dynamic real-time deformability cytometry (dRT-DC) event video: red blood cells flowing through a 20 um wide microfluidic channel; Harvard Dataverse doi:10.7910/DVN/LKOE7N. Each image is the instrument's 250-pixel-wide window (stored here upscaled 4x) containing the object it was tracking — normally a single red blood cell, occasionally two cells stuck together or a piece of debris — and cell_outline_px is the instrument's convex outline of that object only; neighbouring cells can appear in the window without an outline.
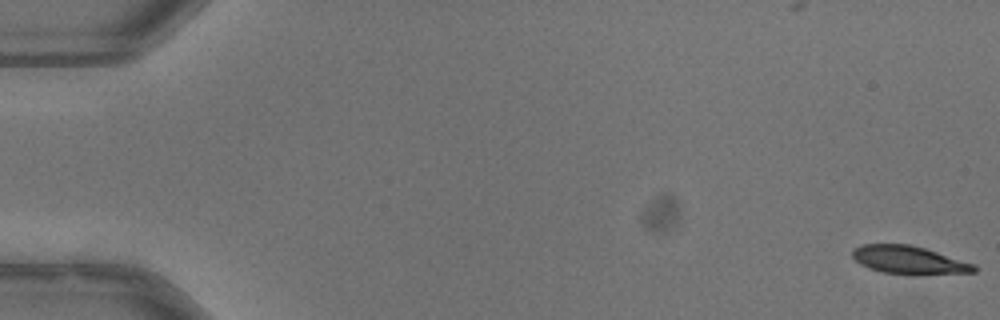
{"species": "common noctule bat (a hibernating species)", "species_latin": "Nyctalus noctula", "temperature_condition": "warm", "stored_images_in_passage": 53, "camera_frame_rate_fps": 3000, "um_per_image_px": 0.085, "animal": {"sex": "male", "body_mass_g": 13.3}, "frame": {"image": 1, "passage_image": 1, "time_ms": 0.0, "image_size_px": [1000, 320], "cell_outline_px": [[976, 272], [916, 276], [912, 276], [884, 272], [868, 268], [860, 264], [852, 256], [852, 252], [860, 244], [908, 244], [924, 248], [976, 264]], "centroid_in_image_um": [77.3, 22.13], "position_along_channel_um": 7.7, "area_um2": 20.23}}
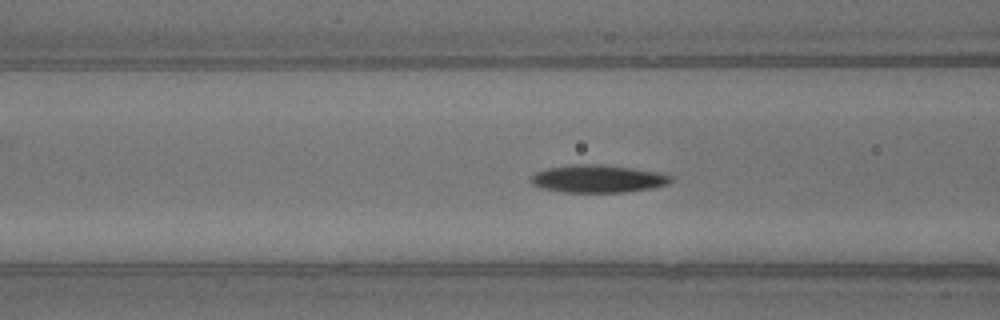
{"frame": {"image": 2, "passage_image": 22, "time_ms": 7.0, "image_size_px": [1000, 320], "cell_outline_px": [[672, 180], [668, 184], [652, 188], [624, 192], [560, 192], [540, 188], [532, 184], [528, 180], [536, 172], [548, 168], [568, 164], [604, 164], [660, 172], [672, 176]], "centroid_in_image_um": [50.79, 15.19], "position_along_channel_um": 115.8, "area_um2": 22.83}}
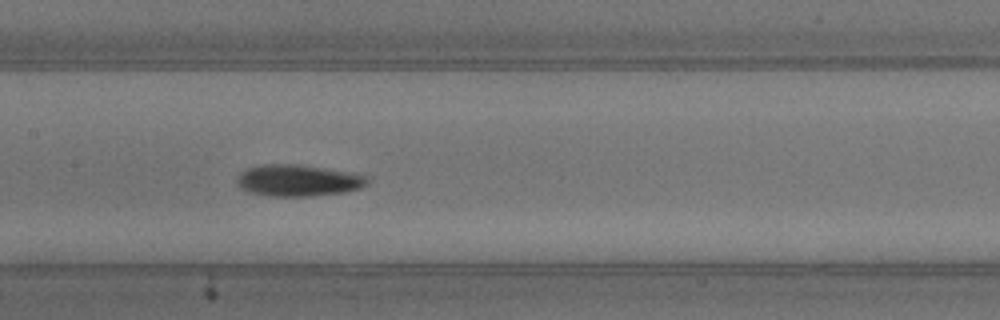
{"frame": {"image": 3, "passage_image": 27, "time_ms": 8.667, "image_size_px": [1000, 320], "cell_outline_px": [[368, 184], [360, 188], [344, 192], [312, 196], [268, 196], [252, 192], [240, 188], [236, 184], [236, 176], [240, 172], [248, 168], [264, 164], [296, 164], [368, 176]], "centroid_in_image_um": [25.28, 15.35], "position_along_channel_um": 182.1, "area_um2": 23.76}, "authors_computed_cell_mechanics": {"area_um2": 21.6172, "velocity_mm_per_s": 3.9653, "shape_relaxation_time_tau1_ms": 3.8592, "shape_relaxation_time_tau2_ms": null, "deformation_change_tau1": 0.1578, "deformation_change_tau2": null}}